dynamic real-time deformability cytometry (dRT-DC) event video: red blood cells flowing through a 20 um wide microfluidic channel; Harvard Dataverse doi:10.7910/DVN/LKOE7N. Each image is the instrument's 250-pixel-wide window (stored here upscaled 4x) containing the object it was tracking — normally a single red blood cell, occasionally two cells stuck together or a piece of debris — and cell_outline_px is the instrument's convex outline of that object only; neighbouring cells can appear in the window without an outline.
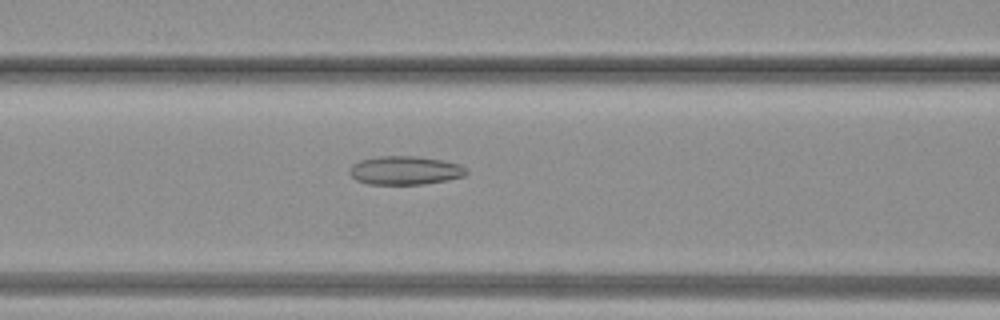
{"species": "common noctule bat (a hibernating species)", "species_latin": "Nyctalus noctula", "temperature_condition": "warm", "stored_images_in_passage": 28, "camera_frame_rate_fps": 3000, "um_per_image_px": 0.085, "animal": {"sex": "female", "body_mass_g": 19.3, "forearm_length_mm": 54.1}, "frame": {"image": 1, "passage_image": 10, "time_ms": 3.0, "image_size_px": [1000, 320], "cell_outline_px": [[468, 172], [464, 176], [448, 180], [424, 184], [368, 184], [356, 180], [348, 172], [348, 168], [352, 164], [360, 160], [376, 156], [416, 156], [440, 160], [460, 164], [468, 168]], "centroid_in_image_um": [34.42, 14.48], "position_along_channel_um": 132.2, "area_um2": 19.65}}
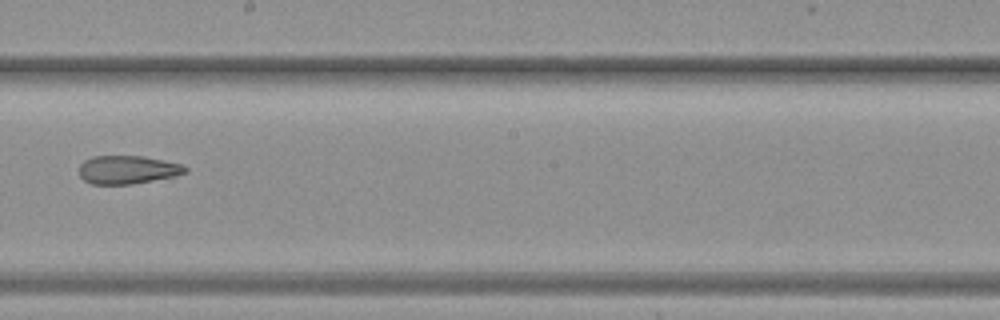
{"frame": {"image": 2, "passage_image": 16, "time_ms": 5.0, "image_size_px": [1000, 320], "cell_outline_px": [[188, 172], [176, 176], [132, 184], [92, 184], [84, 180], [80, 176], [80, 164], [84, 160], [92, 156], [144, 156], [164, 160], [180, 164], [188, 168]], "centroid_in_image_um": [10.86, 14.42], "position_along_channel_um": 237.3, "area_um2": 17.57}}
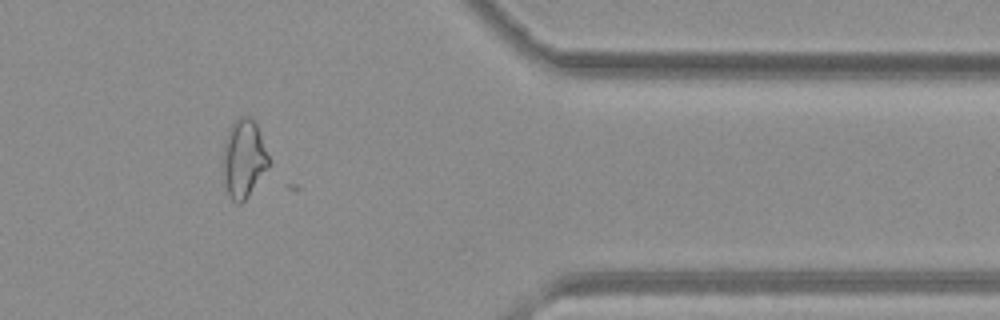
{"frame": {"image": 3, "passage_image": 26, "time_ms": 8.333, "image_size_px": [1000, 320], "cell_outline_px": [[272, 164], [248, 196], [240, 204], [236, 204], [232, 200], [220, 176], [220, 160], [224, 144], [228, 132], [232, 124], [240, 116], [252, 116], [256, 124]], "centroid_in_image_um": [20.68, 13.52], "position_along_channel_um": 390.7, "area_um2": 21.62}}